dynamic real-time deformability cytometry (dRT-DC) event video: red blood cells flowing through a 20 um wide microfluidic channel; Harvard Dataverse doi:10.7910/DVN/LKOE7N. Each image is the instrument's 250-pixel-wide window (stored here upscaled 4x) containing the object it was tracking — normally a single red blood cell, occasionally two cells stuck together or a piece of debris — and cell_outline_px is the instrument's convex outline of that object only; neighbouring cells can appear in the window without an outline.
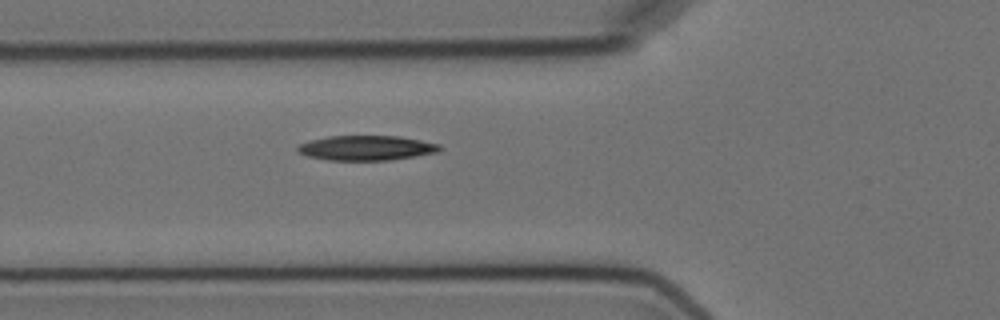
{"species": "Egyptian fruit bat (a non-hibernating species)", "species_latin": "Rousettus aegyptiacus", "temperature_condition": "cold", "stored_images_in_passage": 5, "camera_frame_rate_fps": 3000, "um_per_image_px": 0.085, "animal": {"sex": "female"}, "frame": {"image": 1, "passage_image": 5, "time_ms": 5.333, "image_size_px": [1000, 320], "cell_outline_px": [[440, 152], [388, 160], [328, 160], [308, 156], [296, 152], [296, 148], [300, 144], [308, 140], [328, 136], [400, 136], [440, 144]], "centroid_in_image_um": [31.11, 12.57], "position_along_channel_um": 94.7, "area_um2": 20.58}}